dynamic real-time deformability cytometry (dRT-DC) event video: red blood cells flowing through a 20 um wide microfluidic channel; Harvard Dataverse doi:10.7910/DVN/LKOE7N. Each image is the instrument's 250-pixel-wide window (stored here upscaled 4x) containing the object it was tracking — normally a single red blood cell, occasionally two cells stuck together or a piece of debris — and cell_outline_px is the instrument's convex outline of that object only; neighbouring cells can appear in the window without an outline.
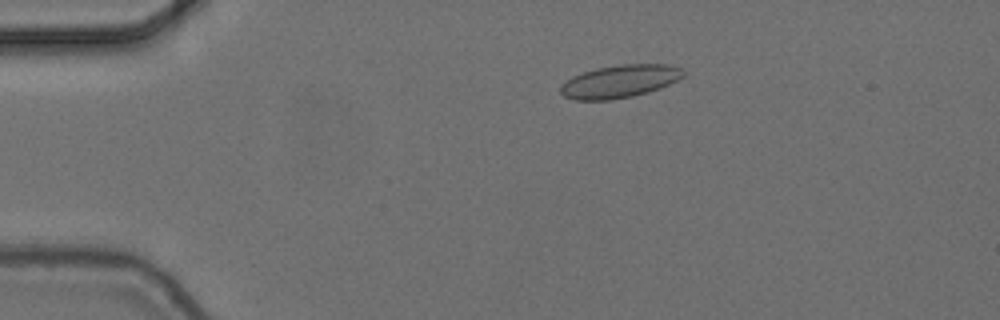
{"species": "common noctule bat (a hibernating species)", "species_latin": "Nyctalus noctula", "temperature_condition": "cold", "stored_images_in_passage": 5, "camera_frame_rate_fps": 3000, "um_per_image_px": 0.085, "animal": {"sex": "female", "body_mass_g": 24.6, "forearm_length_mm": 56.2}, "frame": {"image": 1, "passage_image": 3, "time_ms": 0.667, "image_size_px": [1000, 320], "cell_outline_px": [[688, 72], [684, 76], [660, 88], [648, 92], [632, 96], [612, 100], [576, 100], [564, 96], [560, 92], [560, 84], [572, 76], [596, 68], [620, 64], [668, 64], [680, 68]], "centroid_in_image_um": [52.67, 6.91], "position_along_channel_um": 32.3, "area_um2": 23.58}}
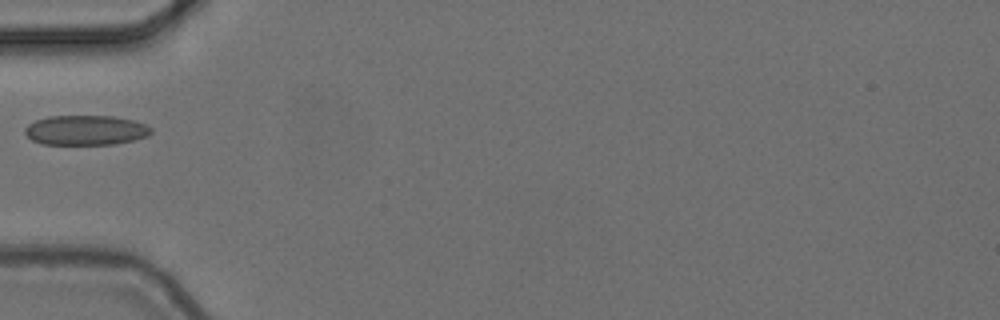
{"frame": {"image": 2, "passage_image": 5, "time_ms": 1.333, "image_size_px": [1000, 320], "cell_outline_px": [[152, 132], [148, 136], [116, 144], [44, 144], [32, 140], [24, 132], [24, 128], [28, 124], [36, 120], [48, 116], [112, 116], [132, 120], [148, 124], [152, 128]], "centroid_in_image_um": [7.3, 11.06], "position_along_channel_um": 77.7, "area_um2": 21.96}}